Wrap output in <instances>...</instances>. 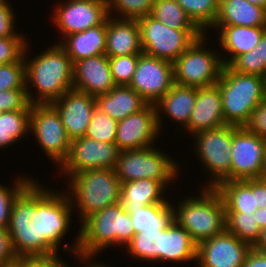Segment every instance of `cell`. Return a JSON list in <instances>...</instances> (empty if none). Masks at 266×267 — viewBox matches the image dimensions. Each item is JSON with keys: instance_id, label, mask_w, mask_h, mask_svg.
<instances>
[{"instance_id": "2e32d148", "label": "cell", "mask_w": 266, "mask_h": 267, "mask_svg": "<svg viewBox=\"0 0 266 267\" xmlns=\"http://www.w3.org/2000/svg\"><path fill=\"white\" fill-rule=\"evenodd\" d=\"M266 140L245 127L233 126L231 181L260 178L264 164Z\"/></svg>"}, {"instance_id": "277c9868", "label": "cell", "mask_w": 266, "mask_h": 267, "mask_svg": "<svg viewBox=\"0 0 266 267\" xmlns=\"http://www.w3.org/2000/svg\"><path fill=\"white\" fill-rule=\"evenodd\" d=\"M79 232L73 245L64 242L61 248L76 254L95 255L96 257L111 246H126L135 233L131 215L121 202L95 212L80 223ZM98 254V255H97Z\"/></svg>"}, {"instance_id": "e0dca14e", "label": "cell", "mask_w": 266, "mask_h": 267, "mask_svg": "<svg viewBox=\"0 0 266 267\" xmlns=\"http://www.w3.org/2000/svg\"><path fill=\"white\" fill-rule=\"evenodd\" d=\"M162 134L157 123V111L154 104L125 119L119 120L116 129L115 144L120 151L139 150L154 146Z\"/></svg>"}, {"instance_id": "60d3db41", "label": "cell", "mask_w": 266, "mask_h": 267, "mask_svg": "<svg viewBox=\"0 0 266 267\" xmlns=\"http://www.w3.org/2000/svg\"><path fill=\"white\" fill-rule=\"evenodd\" d=\"M24 37L0 38V65L18 62L27 45Z\"/></svg>"}, {"instance_id": "ba28073f", "label": "cell", "mask_w": 266, "mask_h": 267, "mask_svg": "<svg viewBox=\"0 0 266 267\" xmlns=\"http://www.w3.org/2000/svg\"><path fill=\"white\" fill-rule=\"evenodd\" d=\"M157 148L155 145L145 149L120 151L115 166L120 182L150 178L160 181L168 189L169 183H173L180 175V164Z\"/></svg>"}, {"instance_id": "836d02e7", "label": "cell", "mask_w": 266, "mask_h": 267, "mask_svg": "<svg viewBox=\"0 0 266 267\" xmlns=\"http://www.w3.org/2000/svg\"><path fill=\"white\" fill-rule=\"evenodd\" d=\"M191 21L204 33L211 28L219 13V0H176Z\"/></svg>"}, {"instance_id": "d4e9b609", "label": "cell", "mask_w": 266, "mask_h": 267, "mask_svg": "<svg viewBox=\"0 0 266 267\" xmlns=\"http://www.w3.org/2000/svg\"><path fill=\"white\" fill-rule=\"evenodd\" d=\"M213 26L266 27V8L247 0H219Z\"/></svg>"}, {"instance_id": "8fae6325", "label": "cell", "mask_w": 266, "mask_h": 267, "mask_svg": "<svg viewBox=\"0 0 266 267\" xmlns=\"http://www.w3.org/2000/svg\"><path fill=\"white\" fill-rule=\"evenodd\" d=\"M143 53L173 63L204 33L200 29H172L151 15L137 19Z\"/></svg>"}, {"instance_id": "c3c4849f", "label": "cell", "mask_w": 266, "mask_h": 267, "mask_svg": "<svg viewBox=\"0 0 266 267\" xmlns=\"http://www.w3.org/2000/svg\"><path fill=\"white\" fill-rule=\"evenodd\" d=\"M77 257V260H80V262H82V264L85 263L84 267H110V265H108V263H100V261H96L95 255H84V254H76L75 255ZM95 260H94V259ZM93 260V262H92ZM88 263V265H86Z\"/></svg>"}, {"instance_id": "9c48e42d", "label": "cell", "mask_w": 266, "mask_h": 267, "mask_svg": "<svg viewBox=\"0 0 266 267\" xmlns=\"http://www.w3.org/2000/svg\"><path fill=\"white\" fill-rule=\"evenodd\" d=\"M206 36L199 37L173 62L174 84L201 88L219 81L224 67L220 51L206 48Z\"/></svg>"}, {"instance_id": "e575fe53", "label": "cell", "mask_w": 266, "mask_h": 267, "mask_svg": "<svg viewBox=\"0 0 266 267\" xmlns=\"http://www.w3.org/2000/svg\"><path fill=\"white\" fill-rule=\"evenodd\" d=\"M229 66L236 72L266 78V31L253 50L238 56Z\"/></svg>"}, {"instance_id": "ab89813d", "label": "cell", "mask_w": 266, "mask_h": 267, "mask_svg": "<svg viewBox=\"0 0 266 267\" xmlns=\"http://www.w3.org/2000/svg\"><path fill=\"white\" fill-rule=\"evenodd\" d=\"M12 89H26L25 60L0 65V92Z\"/></svg>"}, {"instance_id": "5b68a950", "label": "cell", "mask_w": 266, "mask_h": 267, "mask_svg": "<svg viewBox=\"0 0 266 267\" xmlns=\"http://www.w3.org/2000/svg\"><path fill=\"white\" fill-rule=\"evenodd\" d=\"M199 196H186L174 206V220L185 228L198 245L226 230L225 206L220 193L201 187ZM175 207V208H174Z\"/></svg>"}, {"instance_id": "7a4b0ae2", "label": "cell", "mask_w": 266, "mask_h": 267, "mask_svg": "<svg viewBox=\"0 0 266 267\" xmlns=\"http://www.w3.org/2000/svg\"><path fill=\"white\" fill-rule=\"evenodd\" d=\"M215 189L225 206L226 231L252 246L266 227V181H222Z\"/></svg>"}, {"instance_id": "83f0119b", "label": "cell", "mask_w": 266, "mask_h": 267, "mask_svg": "<svg viewBox=\"0 0 266 267\" xmlns=\"http://www.w3.org/2000/svg\"><path fill=\"white\" fill-rule=\"evenodd\" d=\"M167 188L157 180L141 178L121 183L120 202L124 209H140L142 206L171 203L164 196Z\"/></svg>"}, {"instance_id": "ee69618b", "label": "cell", "mask_w": 266, "mask_h": 267, "mask_svg": "<svg viewBox=\"0 0 266 267\" xmlns=\"http://www.w3.org/2000/svg\"><path fill=\"white\" fill-rule=\"evenodd\" d=\"M244 127L249 132L266 140V98L252 111L250 119Z\"/></svg>"}, {"instance_id": "8d00e7d4", "label": "cell", "mask_w": 266, "mask_h": 267, "mask_svg": "<svg viewBox=\"0 0 266 267\" xmlns=\"http://www.w3.org/2000/svg\"><path fill=\"white\" fill-rule=\"evenodd\" d=\"M118 121L96 108L85 137L107 143H115Z\"/></svg>"}, {"instance_id": "4dcf8cb0", "label": "cell", "mask_w": 266, "mask_h": 267, "mask_svg": "<svg viewBox=\"0 0 266 267\" xmlns=\"http://www.w3.org/2000/svg\"><path fill=\"white\" fill-rule=\"evenodd\" d=\"M164 229L134 233L125 251L134 260L145 262H162V235Z\"/></svg>"}, {"instance_id": "11a10c76", "label": "cell", "mask_w": 266, "mask_h": 267, "mask_svg": "<svg viewBox=\"0 0 266 267\" xmlns=\"http://www.w3.org/2000/svg\"><path fill=\"white\" fill-rule=\"evenodd\" d=\"M8 0H0V4L7 2Z\"/></svg>"}, {"instance_id": "7c38bea8", "label": "cell", "mask_w": 266, "mask_h": 267, "mask_svg": "<svg viewBox=\"0 0 266 267\" xmlns=\"http://www.w3.org/2000/svg\"><path fill=\"white\" fill-rule=\"evenodd\" d=\"M29 133L34 135L53 165L60 167L67 159L71 139L59 114L50 104H32Z\"/></svg>"}, {"instance_id": "7bdbcfd3", "label": "cell", "mask_w": 266, "mask_h": 267, "mask_svg": "<svg viewBox=\"0 0 266 267\" xmlns=\"http://www.w3.org/2000/svg\"><path fill=\"white\" fill-rule=\"evenodd\" d=\"M9 4L8 2L0 4V38L24 37L23 33L14 30L17 17Z\"/></svg>"}, {"instance_id": "b9f144b4", "label": "cell", "mask_w": 266, "mask_h": 267, "mask_svg": "<svg viewBox=\"0 0 266 267\" xmlns=\"http://www.w3.org/2000/svg\"><path fill=\"white\" fill-rule=\"evenodd\" d=\"M27 89H12L0 92V109L4 111L31 110Z\"/></svg>"}, {"instance_id": "681fc988", "label": "cell", "mask_w": 266, "mask_h": 267, "mask_svg": "<svg viewBox=\"0 0 266 267\" xmlns=\"http://www.w3.org/2000/svg\"><path fill=\"white\" fill-rule=\"evenodd\" d=\"M252 248L259 250V251H266V227L260 230L259 238L252 245Z\"/></svg>"}, {"instance_id": "44dd1931", "label": "cell", "mask_w": 266, "mask_h": 267, "mask_svg": "<svg viewBox=\"0 0 266 267\" xmlns=\"http://www.w3.org/2000/svg\"><path fill=\"white\" fill-rule=\"evenodd\" d=\"M226 125L222 110V96L217 84L197 88L194 109L183 128L190 135Z\"/></svg>"}, {"instance_id": "db71d44e", "label": "cell", "mask_w": 266, "mask_h": 267, "mask_svg": "<svg viewBox=\"0 0 266 267\" xmlns=\"http://www.w3.org/2000/svg\"><path fill=\"white\" fill-rule=\"evenodd\" d=\"M0 267H17V265L14 262H11V263H8V264L0 265Z\"/></svg>"}, {"instance_id": "1f68e13d", "label": "cell", "mask_w": 266, "mask_h": 267, "mask_svg": "<svg viewBox=\"0 0 266 267\" xmlns=\"http://www.w3.org/2000/svg\"><path fill=\"white\" fill-rule=\"evenodd\" d=\"M31 110L4 111L0 115V150L28 135Z\"/></svg>"}, {"instance_id": "603a6c76", "label": "cell", "mask_w": 266, "mask_h": 267, "mask_svg": "<svg viewBox=\"0 0 266 267\" xmlns=\"http://www.w3.org/2000/svg\"><path fill=\"white\" fill-rule=\"evenodd\" d=\"M212 28L215 31L218 29L219 46L227 54L221 55L224 66H229L241 54L253 50L266 31V27L212 26L210 29Z\"/></svg>"}, {"instance_id": "30bf717a", "label": "cell", "mask_w": 266, "mask_h": 267, "mask_svg": "<svg viewBox=\"0 0 266 267\" xmlns=\"http://www.w3.org/2000/svg\"><path fill=\"white\" fill-rule=\"evenodd\" d=\"M194 152L205 170L208 181L204 186L215 188L222 181H231V148L233 125H224L195 133ZM211 178V179H210Z\"/></svg>"}, {"instance_id": "6da1fadb", "label": "cell", "mask_w": 266, "mask_h": 267, "mask_svg": "<svg viewBox=\"0 0 266 267\" xmlns=\"http://www.w3.org/2000/svg\"><path fill=\"white\" fill-rule=\"evenodd\" d=\"M43 187L33 179L13 201L7 230L17 257L61 255L74 211L67 193Z\"/></svg>"}, {"instance_id": "f5cc1de1", "label": "cell", "mask_w": 266, "mask_h": 267, "mask_svg": "<svg viewBox=\"0 0 266 267\" xmlns=\"http://www.w3.org/2000/svg\"><path fill=\"white\" fill-rule=\"evenodd\" d=\"M54 267H71V266L69 263L61 259Z\"/></svg>"}, {"instance_id": "74e56055", "label": "cell", "mask_w": 266, "mask_h": 267, "mask_svg": "<svg viewBox=\"0 0 266 267\" xmlns=\"http://www.w3.org/2000/svg\"><path fill=\"white\" fill-rule=\"evenodd\" d=\"M32 180L23 175L17 177L12 186L0 184V228L8 229L13 201Z\"/></svg>"}, {"instance_id": "3957f363", "label": "cell", "mask_w": 266, "mask_h": 267, "mask_svg": "<svg viewBox=\"0 0 266 267\" xmlns=\"http://www.w3.org/2000/svg\"><path fill=\"white\" fill-rule=\"evenodd\" d=\"M49 47L41 51L39 55H35L34 58L32 57L31 60L28 57L30 56L27 51L30 50L28 42L25 47L23 54L25 87L31 104H51L64 93L73 89V63L71 59L59 43ZM30 85L35 87L37 92L32 93L33 90Z\"/></svg>"}, {"instance_id": "d6a6232c", "label": "cell", "mask_w": 266, "mask_h": 267, "mask_svg": "<svg viewBox=\"0 0 266 267\" xmlns=\"http://www.w3.org/2000/svg\"><path fill=\"white\" fill-rule=\"evenodd\" d=\"M150 15L172 29H199L176 0H155Z\"/></svg>"}, {"instance_id": "ac0fdd59", "label": "cell", "mask_w": 266, "mask_h": 267, "mask_svg": "<svg viewBox=\"0 0 266 267\" xmlns=\"http://www.w3.org/2000/svg\"><path fill=\"white\" fill-rule=\"evenodd\" d=\"M252 246L226 230L197 245L198 267H242Z\"/></svg>"}, {"instance_id": "816d5d0a", "label": "cell", "mask_w": 266, "mask_h": 267, "mask_svg": "<svg viewBox=\"0 0 266 267\" xmlns=\"http://www.w3.org/2000/svg\"><path fill=\"white\" fill-rule=\"evenodd\" d=\"M260 178L266 181V147H265V154H264V164H263V169H262Z\"/></svg>"}, {"instance_id": "f6af8a7d", "label": "cell", "mask_w": 266, "mask_h": 267, "mask_svg": "<svg viewBox=\"0 0 266 267\" xmlns=\"http://www.w3.org/2000/svg\"><path fill=\"white\" fill-rule=\"evenodd\" d=\"M59 256L16 257L17 267H54L61 259Z\"/></svg>"}, {"instance_id": "f546056e", "label": "cell", "mask_w": 266, "mask_h": 267, "mask_svg": "<svg viewBox=\"0 0 266 267\" xmlns=\"http://www.w3.org/2000/svg\"><path fill=\"white\" fill-rule=\"evenodd\" d=\"M131 215L135 233L167 228L174 220L172 203L142 206L140 209H125Z\"/></svg>"}, {"instance_id": "f35d334b", "label": "cell", "mask_w": 266, "mask_h": 267, "mask_svg": "<svg viewBox=\"0 0 266 267\" xmlns=\"http://www.w3.org/2000/svg\"><path fill=\"white\" fill-rule=\"evenodd\" d=\"M140 55H126L109 58L113 81L116 85L128 86L135 73Z\"/></svg>"}, {"instance_id": "ffe728a7", "label": "cell", "mask_w": 266, "mask_h": 267, "mask_svg": "<svg viewBox=\"0 0 266 267\" xmlns=\"http://www.w3.org/2000/svg\"><path fill=\"white\" fill-rule=\"evenodd\" d=\"M115 86L109 58L105 54L73 63V89L97 97L108 93Z\"/></svg>"}, {"instance_id": "4316f807", "label": "cell", "mask_w": 266, "mask_h": 267, "mask_svg": "<svg viewBox=\"0 0 266 267\" xmlns=\"http://www.w3.org/2000/svg\"><path fill=\"white\" fill-rule=\"evenodd\" d=\"M97 108L117 121L140 112L148 103L131 87L116 85L108 93L96 97Z\"/></svg>"}, {"instance_id": "52a82bcc", "label": "cell", "mask_w": 266, "mask_h": 267, "mask_svg": "<svg viewBox=\"0 0 266 267\" xmlns=\"http://www.w3.org/2000/svg\"><path fill=\"white\" fill-rule=\"evenodd\" d=\"M67 181L65 192L71 200L73 211L79 213L81 223L95 212L120 202L121 182L115 169L79 172Z\"/></svg>"}, {"instance_id": "d6986e66", "label": "cell", "mask_w": 266, "mask_h": 267, "mask_svg": "<svg viewBox=\"0 0 266 267\" xmlns=\"http://www.w3.org/2000/svg\"><path fill=\"white\" fill-rule=\"evenodd\" d=\"M72 140L83 137L97 108L96 97L71 89L50 104Z\"/></svg>"}, {"instance_id": "d590c367", "label": "cell", "mask_w": 266, "mask_h": 267, "mask_svg": "<svg viewBox=\"0 0 266 267\" xmlns=\"http://www.w3.org/2000/svg\"><path fill=\"white\" fill-rule=\"evenodd\" d=\"M154 2L155 0H109L108 13L113 18L139 19L151 14ZM111 13H115L114 16Z\"/></svg>"}, {"instance_id": "9a60e30c", "label": "cell", "mask_w": 266, "mask_h": 267, "mask_svg": "<svg viewBox=\"0 0 266 267\" xmlns=\"http://www.w3.org/2000/svg\"><path fill=\"white\" fill-rule=\"evenodd\" d=\"M173 85V63L142 53L128 86L148 104L155 105Z\"/></svg>"}, {"instance_id": "484cf974", "label": "cell", "mask_w": 266, "mask_h": 267, "mask_svg": "<svg viewBox=\"0 0 266 267\" xmlns=\"http://www.w3.org/2000/svg\"><path fill=\"white\" fill-rule=\"evenodd\" d=\"M107 19L86 31L66 36L58 41L72 63L89 57L105 54Z\"/></svg>"}, {"instance_id": "8992f818", "label": "cell", "mask_w": 266, "mask_h": 267, "mask_svg": "<svg viewBox=\"0 0 266 267\" xmlns=\"http://www.w3.org/2000/svg\"><path fill=\"white\" fill-rule=\"evenodd\" d=\"M222 96L225 123L244 127L252 111L266 98V78L224 66L216 83Z\"/></svg>"}, {"instance_id": "7402d4cb", "label": "cell", "mask_w": 266, "mask_h": 267, "mask_svg": "<svg viewBox=\"0 0 266 267\" xmlns=\"http://www.w3.org/2000/svg\"><path fill=\"white\" fill-rule=\"evenodd\" d=\"M140 27L137 19H119L109 16L106 27V50L108 58L141 55Z\"/></svg>"}, {"instance_id": "cb8c5ba5", "label": "cell", "mask_w": 266, "mask_h": 267, "mask_svg": "<svg viewBox=\"0 0 266 267\" xmlns=\"http://www.w3.org/2000/svg\"><path fill=\"white\" fill-rule=\"evenodd\" d=\"M197 97V88L174 84L172 88L155 104L159 130L162 128V114L184 128L190 120ZM161 116V117H160Z\"/></svg>"}, {"instance_id": "5bb4252c", "label": "cell", "mask_w": 266, "mask_h": 267, "mask_svg": "<svg viewBox=\"0 0 266 267\" xmlns=\"http://www.w3.org/2000/svg\"><path fill=\"white\" fill-rule=\"evenodd\" d=\"M52 14L51 20L63 36L62 39L100 25L109 17L104 0L59 1Z\"/></svg>"}, {"instance_id": "7dc6e473", "label": "cell", "mask_w": 266, "mask_h": 267, "mask_svg": "<svg viewBox=\"0 0 266 267\" xmlns=\"http://www.w3.org/2000/svg\"><path fill=\"white\" fill-rule=\"evenodd\" d=\"M242 267H266V251L251 248Z\"/></svg>"}, {"instance_id": "4fadbf2b", "label": "cell", "mask_w": 266, "mask_h": 267, "mask_svg": "<svg viewBox=\"0 0 266 267\" xmlns=\"http://www.w3.org/2000/svg\"><path fill=\"white\" fill-rule=\"evenodd\" d=\"M120 150L115 143L85 136L71 141L67 159L58 167L67 180L74 174L95 169H115ZM68 176V177H67Z\"/></svg>"}, {"instance_id": "bcb514c9", "label": "cell", "mask_w": 266, "mask_h": 267, "mask_svg": "<svg viewBox=\"0 0 266 267\" xmlns=\"http://www.w3.org/2000/svg\"><path fill=\"white\" fill-rule=\"evenodd\" d=\"M16 257L8 230L0 228V265L11 263Z\"/></svg>"}, {"instance_id": "f1b7e54d", "label": "cell", "mask_w": 266, "mask_h": 267, "mask_svg": "<svg viewBox=\"0 0 266 267\" xmlns=\"http://www.w3.org/2000/svg\"><path fill=\"white\" fill-rule=\"evenodd\" d=\"M196 260L197 244L189 232L173 220L162 235V263H196Z\"/></svg>"}, {"instance_id": "f907efd6", "label": "cell", "mask_w": 266, "mask_h": 267, "mask_svg": "<svg viewBox=\"0 0 266 267\" xmlns=\"http://www.w3.org/2000/svg\"><path fill=\"white\" fill-rule=\"evenodd\" d=\"M251 4L266 8V0H247Z\"/></svg>"}]
</instances>
